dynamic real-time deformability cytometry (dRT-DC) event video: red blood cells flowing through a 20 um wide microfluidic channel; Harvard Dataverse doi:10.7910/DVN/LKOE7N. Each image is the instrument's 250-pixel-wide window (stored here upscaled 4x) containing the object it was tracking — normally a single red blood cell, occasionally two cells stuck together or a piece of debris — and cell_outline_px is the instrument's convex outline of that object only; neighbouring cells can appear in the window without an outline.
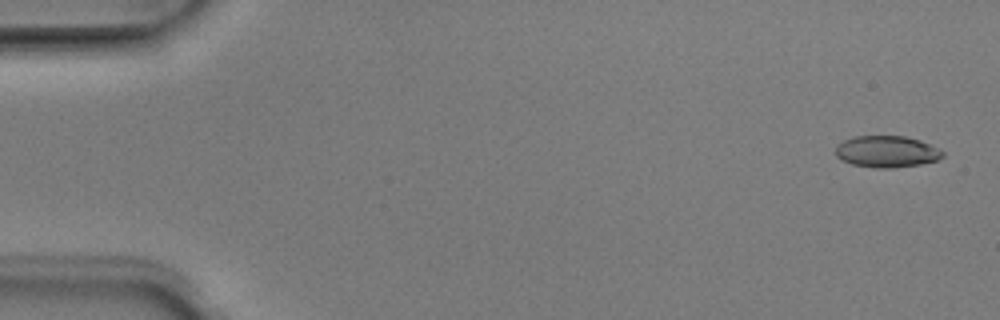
{"species": "Egyptian fruit bat (a non-hibernating species)", "species_latin": "Rousettus aegyptiacus", "temperature_condition": "room temperature", "stored_images_in_passage": 50, "camera_frame_rate_fps": 3000, "um_per_image_px": 0.085, "animal": {"sex": "male"}, "frame": {"image": 1, "passage_image": 2, "time_ms": 0.333, "image_size_px": [1000, 320], "cell_outline_px": [[944, 156], [936, 160], [920, 164], [892, 168], [876, 168], [852, 164], [840, 160], [836, 156], [836, 144], [852, 136], [904, 136], [920, 140], [940, 148], [944, 152]], "centroid_in_image_um": [75.36, 12.88], "position_along_channel_um": 9.6, "area_um2": 19.88}}
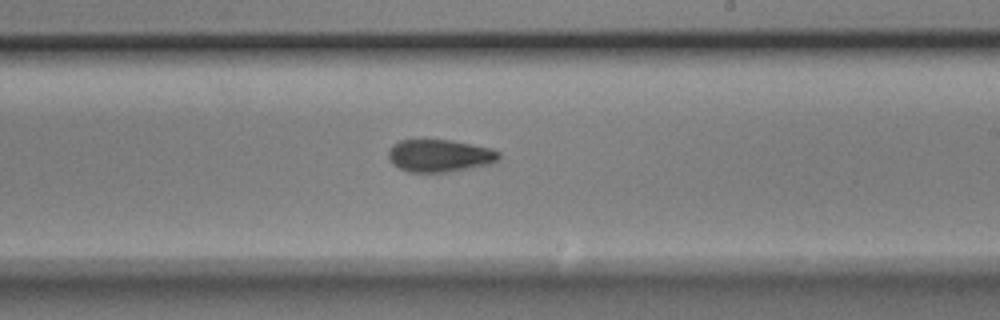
{"frame": {"image": 2, "passage_image": 30, "time_ms": 9.667, "image_size_px": [1000, 320], "cell_outline_px": [[500, 160], [488, 164], [448, 172], [408, 172], [392, 164], [388, 156], [388, 148], [392, 144], [400, 140], [452, 140], [492, 148], [500, 152]], "centroid_in_image_um": [37.36, 13.22], "position_along_channel_um": 251.6, "area_um2": 21.04}}
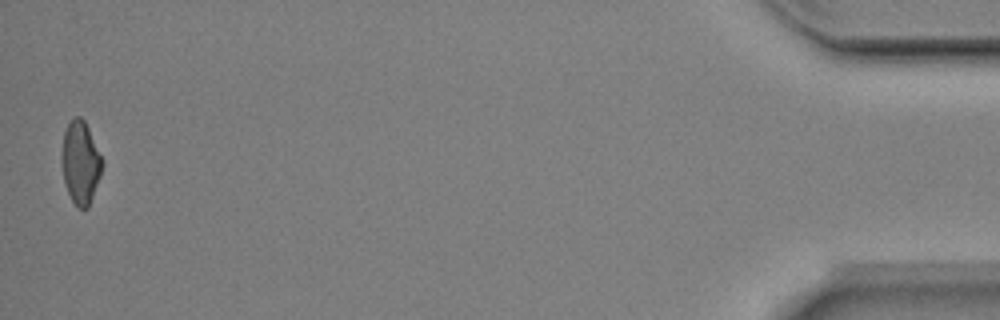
{"frame": {"image": 3, "passage_image": 50, "time_ms": 16.333, "image_size_px": [1000, 320], "cell_outline_px": [[104, 164], [100, 176], [88, 208], [76, 208], [68, 192], [64, 180], [64, 132], [68, 124], [76, 116], [80, 116], [84, 120], [104, 160]], "centroid_in_image_um": [6.9, 13.84], "position_along_channel_um": 428.3, "area_um2": 18.9}, "authors_computed_cell_mechanics": {"area_um2": 20.1722, "velocity_mm_per_s": 4.0294, "shape_relaxation_time_tau1_ms": 4.6946, "shape_relaxation_time_tau2_ms": 4.9558, "deformation_change_tau1": 0.1418, "deformation_change_tau2": 0.1231}}